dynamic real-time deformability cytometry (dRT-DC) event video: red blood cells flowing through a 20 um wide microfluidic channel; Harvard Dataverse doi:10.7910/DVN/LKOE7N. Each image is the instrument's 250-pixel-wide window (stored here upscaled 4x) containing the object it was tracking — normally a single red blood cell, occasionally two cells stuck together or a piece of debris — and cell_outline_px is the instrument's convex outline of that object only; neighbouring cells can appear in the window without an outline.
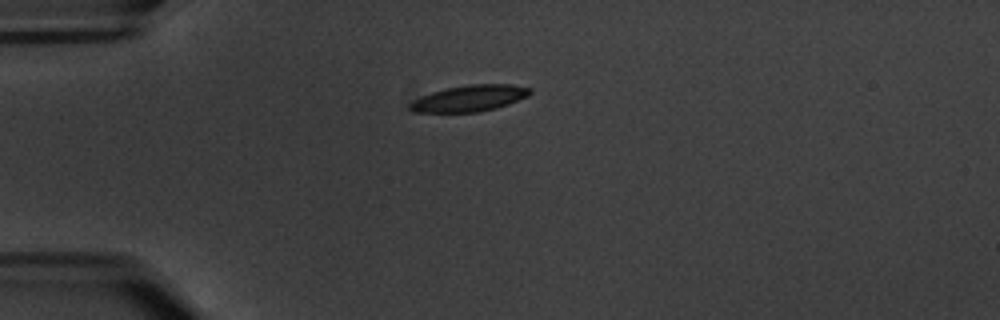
{"species": "common noctule bat (a hibernating species)", "species_latin": "Nyctalus noctula", "temperature_condition": "warm", "stored_images_in_passage": 3, "camera_frame_rate_fps": 3000, "um_per_image_px": 0.085, "animal": {"sex": "male", "body_mass_g": 20.1, "forearm_length_mm": 53.5}, "frame": {"image": 1, "passage_image": 1, "time_ms": 0.0, "image_size_px": [1000, 320], "cell_outline_px": [[532, 92], [528, 96], [508, 104], [496, 108], [480, 112], [416, 112], [408, 108], [408, 104], [420, 96], [432, 92], [448, 88], [468, 84], [512, 84], [532, 88]], "centroid_in_image_um": [39.93, 8.35], "position_along_channel_um": 45.1, "area_um2": 18.44}}